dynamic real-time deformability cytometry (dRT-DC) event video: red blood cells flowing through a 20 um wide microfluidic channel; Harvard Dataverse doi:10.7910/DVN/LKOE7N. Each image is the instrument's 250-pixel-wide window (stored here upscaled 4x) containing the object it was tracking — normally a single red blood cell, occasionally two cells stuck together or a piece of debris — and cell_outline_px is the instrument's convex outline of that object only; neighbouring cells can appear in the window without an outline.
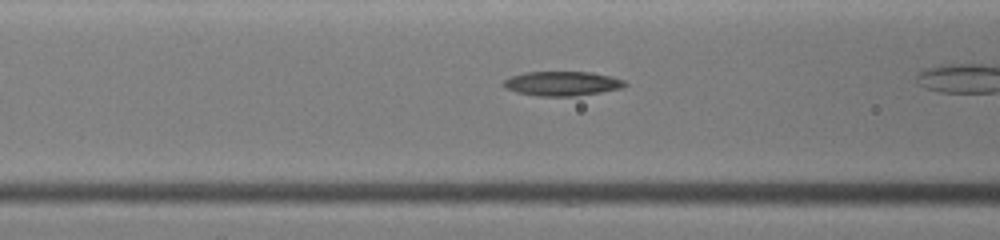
{"species": "common noctule bat (a hibernating species)", "species_latin": "Nyctalus noctula", "temperature_condition": "warm", "stored_images_in_passage": 31, "camera_frame_rate_fps": 3000, "um_per_image_px": 0.085, "animal": {"sex": "female", "body_mass_g": 19.0, "forearm_length_mm": 51.5}, "frame": {"image": 1, "passage_image": 14, "time_ms": 4.333, "image_size_px": [1000, 240], "cell_outline_px": [[628, 84], [620, 88], [600, 92], [576, 96], [536, 96], [516, 92], [504, 88], [500, 84], [504, 80], [512, 76], [524, 72], [592, 72], [612, 76], [624, 80]], "centroid_in_image_um": [47.75, 7.1], "position_along_channel_um": 118.9, "area_um2": 17.4}}